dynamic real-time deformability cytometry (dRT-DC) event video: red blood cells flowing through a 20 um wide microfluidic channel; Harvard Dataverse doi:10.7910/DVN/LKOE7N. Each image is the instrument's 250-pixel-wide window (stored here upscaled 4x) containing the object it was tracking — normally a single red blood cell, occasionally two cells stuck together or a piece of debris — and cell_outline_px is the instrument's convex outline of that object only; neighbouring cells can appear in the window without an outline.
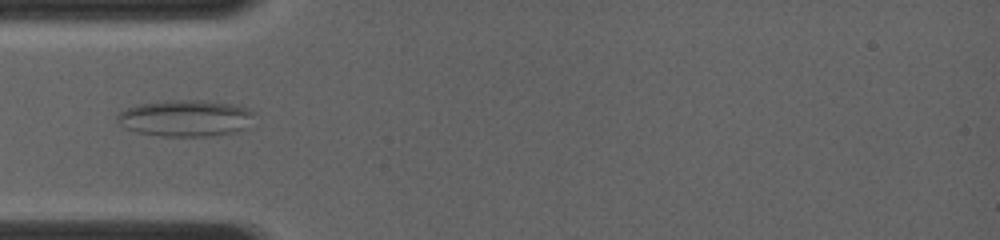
{"species": "common noctule bat (a hibernating species)", "species_latin": "Nyctalus noctula", "temperature_condition": "room temperature", "stored_images_in_passage": 26, "camera_frame_rate_fps": 4000, "um_per_image_px": 0.085, "animal": {"sex": "female", "body_mass_g": 19.0, "forearm_length_mm": 56.7}, "frame": {"image": 1, "passage_image": 7, "time_ms": 4.0, "image_size_px": [1000, 240], "cell_outline_px": [[252, 112], [244, 128], [236, 132], [208, 136], [160, 136], [136, 132], [120, 124], [116, 120], [116, 116], [120, 112], [128, 108], [140, 104], [164, 100], [208, 100], [232, 104], [244, 108]], "centroid_in_image_um": [15.69, 10.04], "position_along_channel_um": 69.3, "area_um2": 28.73}}
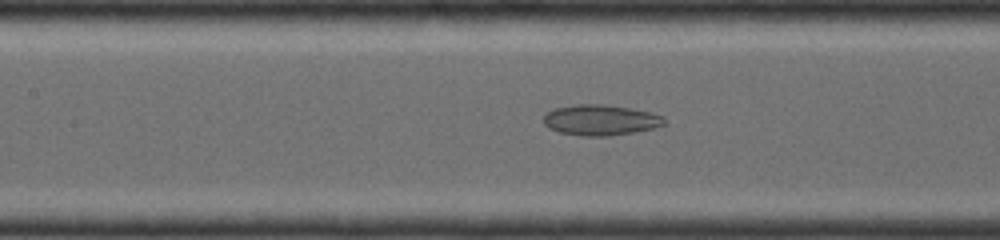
{"frame": {"image": 2, "passage_image": 13, "time_ms": 6.0, "image_size_px": [1000, 240], "cell_outline_px": [[664, 124], [652, 128], [632, 132], [608, 136], [580, 136], [560, 132], [548, 128], [544, 124], [544, 116], [552, 108], [576, 104], [604, 104], [628, 108], [648, 112], [664, 116]], "centroid_in_image_um": [50.98, 10.2], "position_along_channel_um": 156.4, "area_um2": 21.39}}
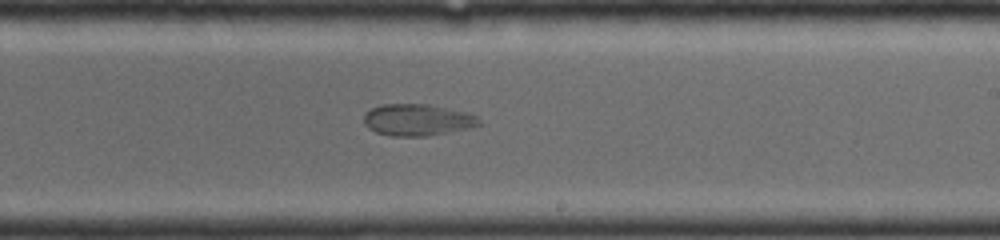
{"frame": {"image": 3, "passage_image": 22, "time_ms": 8.25, "image_size_px": [1000, 240], "cell_outline_px": [[480, 124], [468, 128], [428, 136], [392, 136], [376, 132], [368, 128], [364, 124], [364, 116], [372, 108], [380, 104], [428, 104], [468, 112], [476, 116], [480, 120]], "centroid_in_image_um": [35.47, 10.19], "position_along_channel_um": 253.5, "area_um2": 21.21}}